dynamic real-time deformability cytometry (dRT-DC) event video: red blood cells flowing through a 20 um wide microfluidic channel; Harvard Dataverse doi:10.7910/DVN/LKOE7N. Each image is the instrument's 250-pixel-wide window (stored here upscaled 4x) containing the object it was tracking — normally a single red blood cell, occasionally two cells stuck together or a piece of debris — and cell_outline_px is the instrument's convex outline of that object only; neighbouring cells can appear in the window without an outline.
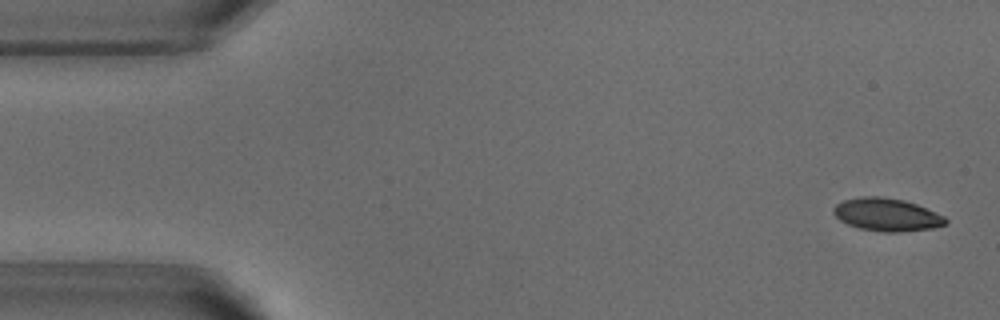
{"species": "common noctule bat (a hibernating species)", "species_latin": "Nyctalus noctula", "temperature_condition": "warm", "stored_images_in_passage": 52, "camera_frame_rate_fps": 3000, "um_per_image_px": 0.085, "animal": {"sex": "male", "body_mass_g": 18.8}, "frame": {"image": 1, "passage_image": 2, "time_ms": 0.333, "image_size_px": [1000, 320], "cell_outline_px": [[948, 224], [932, 228], [900, 232], [884, 232], [860, 228], [848, 224], [840, 220], [832, 212], [832, 208], [836, 204], [844, 200], [864, 196], [880, 196], [904, 200], [916, 204], [944, 216], [948, 220]], "centroid_in_image_um": [75.38, 18.24], "position_along_channel_um": 9.6, "area_um2": 21.39}}
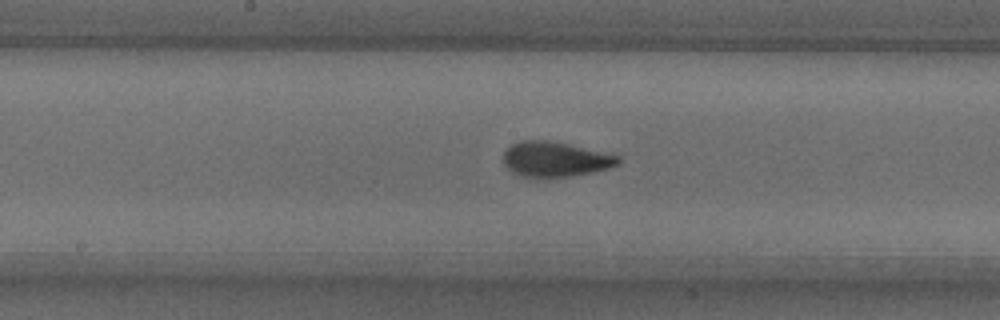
{"frame": {"image": 2, "passage_image": 26, "time_ms": 8.333, "image_size_px": [1000, 320], "cell_outline_px": [[620, 164], [608, 168], [592, 172], [572, 176], [532, 180], [528, 180], [512, 172], [504, 164], [504, 152], [512, 144], [520, 140], [548, 140], [612, 152], [620, 156]], "centroid_in_image_um": [47.22, 13.56], "position_along_channel_um": 201.0, "area_um2": 24.39}}
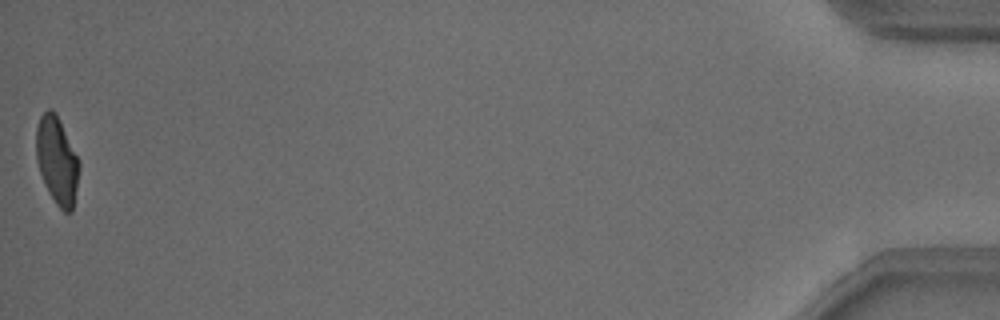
{"frame": {"image": 3, "passage_image": 52, "time_ms": 17.0, "image_size_px": [1000, 320], "cell_outline_px": [[80, 168], [72, 212], [64, 212], [56, 204], [48, 192], [40, 172], [36, 160], [36, 128], [40, 116], [48, 108], [52, 108], [56, 112], [80, 160]], "centroid_in_image_um": [4.85, 13.61], "position_along_channel_um": 430.4, "area_um2": 22.14}, "authors_computed_cell_mechanics": {"area_um2": 22.6576, "velocity_mm_per_s": 3.8229, "shape_relaxation_time_tau1_ms": 3.2888, "shape_relaxation_time_tau2_ms": 1.3115, "deformation_change_tau1": 0.1571, "deformation_change_tau2": 0.0641}}